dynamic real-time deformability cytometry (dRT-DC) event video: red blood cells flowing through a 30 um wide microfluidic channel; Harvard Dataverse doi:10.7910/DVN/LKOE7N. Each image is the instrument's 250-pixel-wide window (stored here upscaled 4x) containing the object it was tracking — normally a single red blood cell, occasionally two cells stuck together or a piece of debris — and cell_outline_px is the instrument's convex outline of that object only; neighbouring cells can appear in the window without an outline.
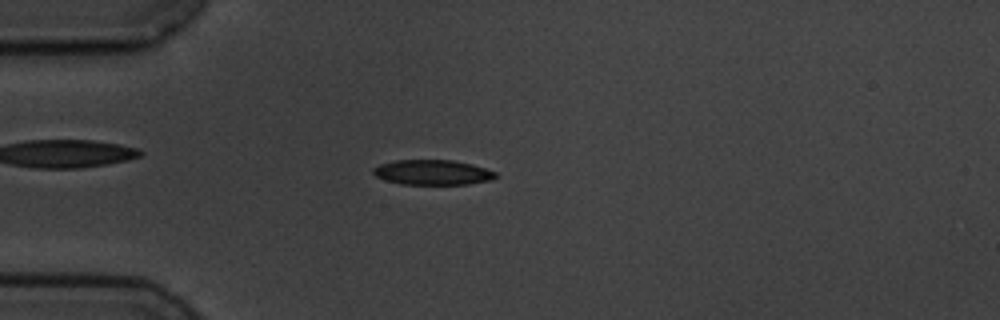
{"species": "common noctule bat (a hibernating species)", "species_latin": "Nyctalus noctula", "temperature_condition": "cold", "stored_images_in_passage": 1, "camera_frame_rate_fps": 3000, "um_per_image_px": 0.085, "animal": {"sex": "male", "body_mass_g": 19.5, "forearm_length_mm": 54.6}, "frame": {"image": 1, "passage_image": 1, "time_ms": 0.0, "image_size_px": [1000, 320], "cell_outline_px": [[496, 176], [492, 180], [468, 184], [400, 184], [384, 180], [376, 176], [372, 172], [372, 168], [380, 164], [396, 160], [452, 160], [472, 164], [496, 172]], "centroid_in_image_um": [36.74, 14.65], "position_along_channel_um": 48.3, "area_um2": 17.86}}